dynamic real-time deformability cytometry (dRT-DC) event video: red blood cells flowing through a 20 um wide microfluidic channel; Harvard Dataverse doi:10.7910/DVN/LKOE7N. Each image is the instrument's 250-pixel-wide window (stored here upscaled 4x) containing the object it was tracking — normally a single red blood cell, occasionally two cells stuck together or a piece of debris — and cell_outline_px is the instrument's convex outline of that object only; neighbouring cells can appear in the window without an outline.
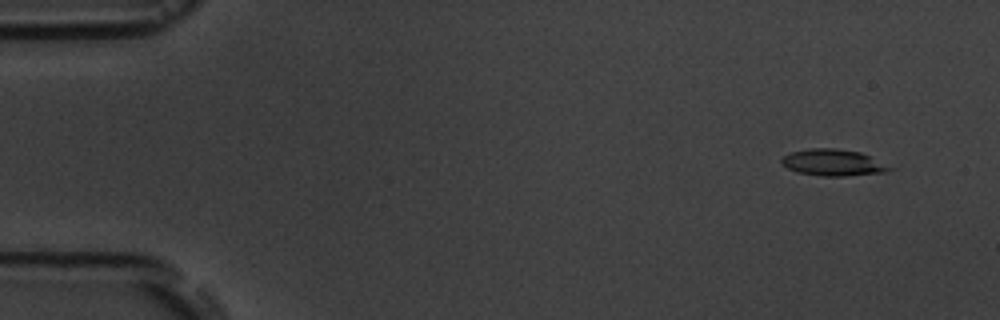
{"species": "common noctule bat (a hibernating species)", "species_latin": "Nyctalus noctula", "temperature_condition": "room temperature", "stored_images_in_passage": 7, "camera_frame_rate_fps": 3000, "um_per_image_px": 0.085, "animal": {"sex": "male", "body_mass_g": 19.5, "forearm_length_mm": 54.6}, "frame": {"image": 1, "passage_image": 2, "time_ms": 1.0, "image_size_px": [1000, 320], "cell_outline_px": [[896, 168], [888, 172], [844, 176], [820, 176], [796, 172], [788, 168], [780, 160], [784, 156], [792, 152], [808, 148], [836, 148], [860, 152], [872, 156]], "centroid_in_image_um": [70.89, 13.82], "position_along_channel_um": 14.1, "area_um2": 16.94}}
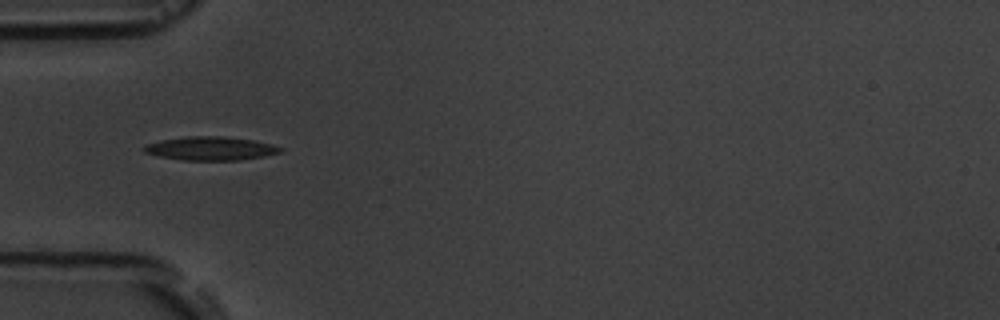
{"frame": {"image": 2, "passage_image": 6, "time_ms": 5.667, "image_size_px": [1000, 320], "cell_outline_px": [[284, 148], [280, 152], [264, 156], [240, 160], [184, 160], [160, 156], [144, 152], [144, 144], [160, 140], [184, 136], [220, 136], [252, 140], [272, 144]], "centroid_in_image_um": [17.88, 12.61], "position_along_channel_um": 67.1, "area_um2": 18.67}}
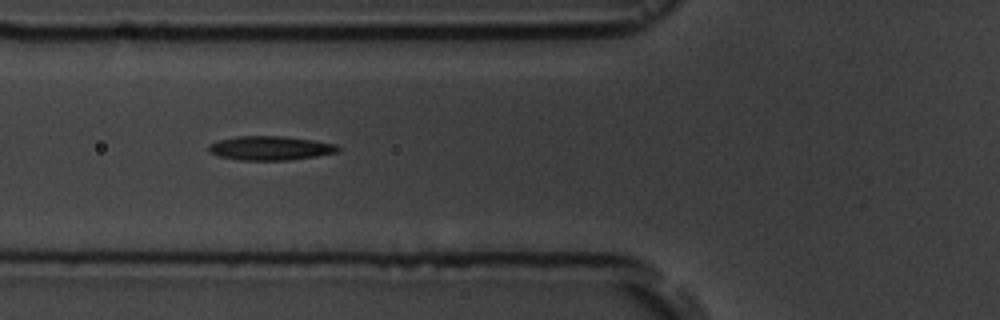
{"frame": {"image": 3, "passage_image": 7, "time_ms": 6.667, "image_size_px": [1000, 320], "cell_outline_px": [[340, 152], [316, 156], [288, 160], [240, 160], [220, 156], [208, 152], [208, 144], [220, 140], [236, 136], [284, 136], [312, 140], [336, 144], [340, 148]], "centroid_in_image_um": [22.98, 12.59], "position_along_channel_um": 102.8, "area_um2": 18.15}}